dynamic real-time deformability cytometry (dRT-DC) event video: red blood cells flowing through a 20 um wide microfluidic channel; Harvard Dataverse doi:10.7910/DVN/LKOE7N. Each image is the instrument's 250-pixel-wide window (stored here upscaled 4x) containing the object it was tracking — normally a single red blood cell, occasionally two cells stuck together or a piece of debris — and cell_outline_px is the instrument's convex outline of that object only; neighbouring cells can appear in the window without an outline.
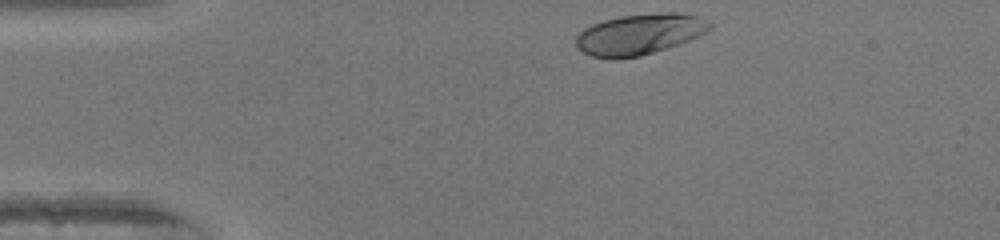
{"species": "human", "species_latin": "Homo sapiens", "temperature_condition": "warm", "stored_images_in_passage": 33, "camera_frame_rate_fps": 3000, "um_per_image_px": 0.085, "donor": {"sex": "female"}, "frame": {"image": 1, "passage_image": 1, "time_ms": 0.0, "image_size_px": [1000, 240], "cell_outline_px": [[712, 28], [680, 44], [640, 56], [592, 56], [576, 48], [576, 36], [584, 28], [592, 24], [604, 20], [620, 16], [668, 12], [676, 12], [696, 16], [712, 24]], "centroid_in_image_um": [54.35, 2.88], "position_along_channel_um": 30.6, "area_um2": 30.98}}
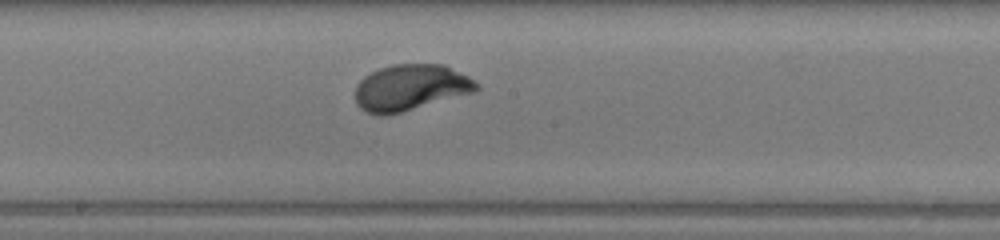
{"frame": {"image": 2, "passage_image": 19, "time_ms": 6.0, "image_size_px": [1000, 240], "cell_outline_px": [[480, 88], [476, 92], [388, 116], [380, 116], [364, 112], [356, 104], [356, 84], [364, 76], [380, 68], [392, 64], [444, 64], [468, 76], [480, 84]], "centroid_in_image_um": [34.9, 7.46], "position_along_channel_um": 213.3, "area_um2": 33.06}}
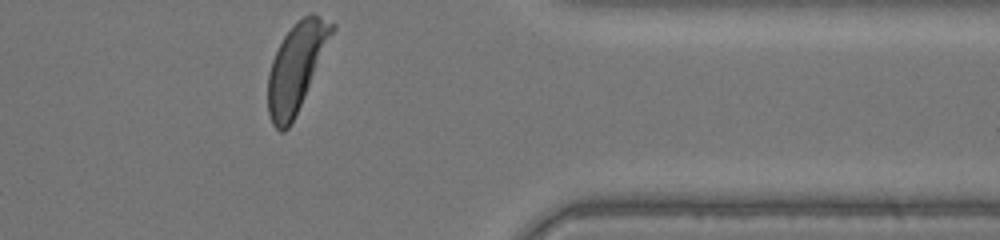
{"frame": {"image": 3, "passage_image": 33, "time_ms": 10.667, "image_size_px": [1000, 240], "cell_outline_px": [[336, 28], [304, 96], [288, 128], [284, 132], [280, 132], [272, 124], [268, 112], [268, 72], [272, 60], [284, 36], [304, 16], [312, 12], [336, 24]], "centroid_in_image_um": [25.18, 5.7], "position_along_channel_um": 386.2, "area_um2": 31.91}, "authors_computed_cell_mechanics": {"area_um2": 31.8478, "velocity_mm_per_s": 4.0379, "shape_relaxation_time_tau1_ms": 2.1027, "shape_relaxation_time_tau2_ms": null, "deformation_change_tau1": 0.1834, "deformation_change_tau2": null}}